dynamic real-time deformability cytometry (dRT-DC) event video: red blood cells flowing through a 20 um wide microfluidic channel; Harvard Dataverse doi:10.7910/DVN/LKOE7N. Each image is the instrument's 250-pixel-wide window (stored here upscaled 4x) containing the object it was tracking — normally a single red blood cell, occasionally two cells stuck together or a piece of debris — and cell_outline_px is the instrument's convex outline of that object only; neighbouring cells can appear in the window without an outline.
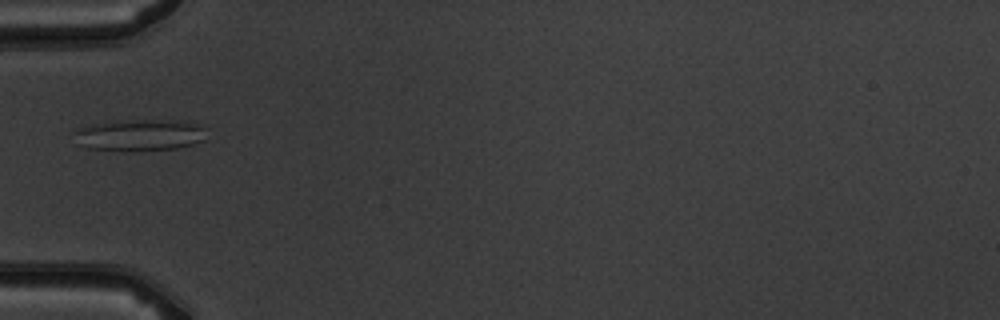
{"species": "common noctule bat (a hibernating species)", "species_latin": "Nyctalus noctula", "temperature_condition": "warm", "stored_images_in_passage": 1, "camera_frame_rate_fps": 3000, "um_per_image_px": 0.085, "animal": {"sex": "male", "body_mass_g": 19.5, "forearm_length_mm": 54.6}, "frame": {"image": 1, "passage_image": 1, "time_ms": 0.0, "image_size_px": [1000, 320], "cell_outline_px": [[208, 128], [204, 140], [192, 144], [176, 148], [132, 152], [124, 152], [88, 148], [80, 144], [76, 132], [80, 128], [92, 124], [124, 120], [188, 120], [204, 124]], "centroid_in_image_um": [12.02, 11.48], "position_along_channel_um": 73.0, "area_um2": 24.85}}